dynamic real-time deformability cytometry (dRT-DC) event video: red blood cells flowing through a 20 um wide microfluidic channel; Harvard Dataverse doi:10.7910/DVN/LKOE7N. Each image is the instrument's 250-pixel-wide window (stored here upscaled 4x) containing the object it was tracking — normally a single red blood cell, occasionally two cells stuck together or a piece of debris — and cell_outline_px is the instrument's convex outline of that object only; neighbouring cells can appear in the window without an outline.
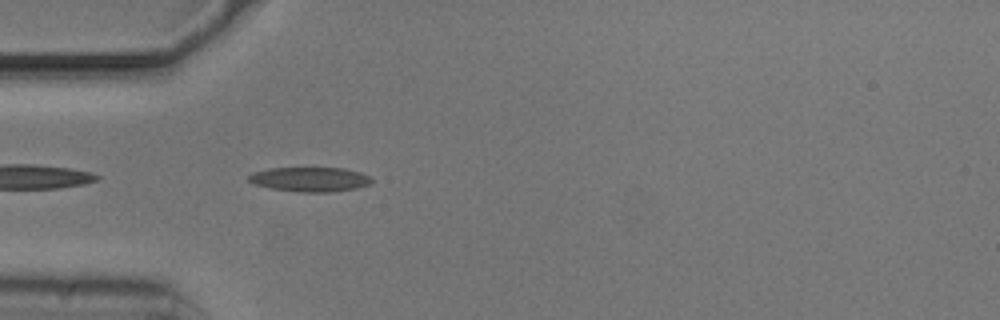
{"species": "common noctule bat (a hibernating species)", "species_latin": "Nyctalus noctula", "temperature_condition": "cold", "stored_images_in_passage": 39, "camera_frame_rate_fps": 3000, "um_per_image_px": 0.085, "animal": {"sex": "male", "body_mass_g": 20.5, "forearm_length_mm": 52.5}, "frame": {"image": 1, "passage_image": 2, "time_ms": 0.333, "image_size_px": [1000, 320], "cell_outline_px": [[372, 180], [368, 184], [356, 188], [328, 192], [300, 192], [272, 188], [256, 184], [248, 180], [248, 176], [252, 172], [268, 168], [344, 168], [360, 172], [368, 176]], "centroid_in_image_um": [26.32, 15.23], "position_along_channel_um": 58.7, "area_um2": 17.34}}
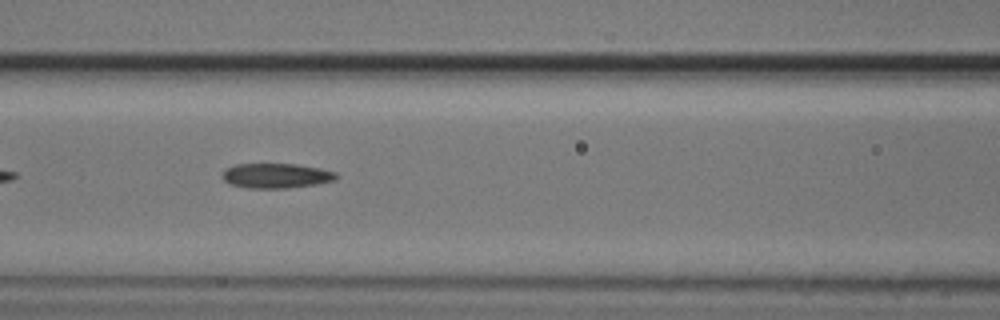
{"frame": {"image": 2, "passage_image": 9, "time_ms": 2.667, "image_size_px": [1000, 320], "cell_outline_px": [[340, 176], [336, 180], [316, 184], [288, 188], [248, 188], [232, 184], [224, 180], [220, 176], [224, 168], [236, 164], [296, 164], [320, 168], [336, 172]], "centroid_in_image_um": [23.48, 14.93], "position_along_channel_um": 143.1, "area_um2": 16.65}}
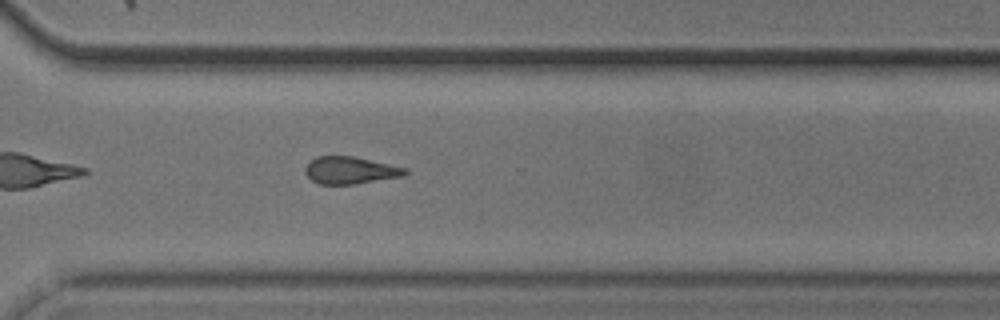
{"frame": {"image": 3, "passage_image": 25, "time_ms": 8.0, "image_size_px": [1000, 320], "cell_outline_px": [[408, 172], [404, 176], [356, 184], [320, 184], [312, 180], [304, 172], [304, 168], [316, 156], [352, 156], [408, 168]], "centroid_in_image_um": [29.79, 14.48], "position_along_channel_um": 340.8, "area_um2": 15.84}, "authors_computed_cell_mechanics": {"area_um2": 16.7042, "velocity_mm_per_s": 3.7158, "shape_relaxation_time_tau1_ms": 5.1746, "shape_relaxation_time_tau2_ms": 5.3485, "deformation_change_tau1": 0.1111, "deformation_change_tau2": 0.1464}}